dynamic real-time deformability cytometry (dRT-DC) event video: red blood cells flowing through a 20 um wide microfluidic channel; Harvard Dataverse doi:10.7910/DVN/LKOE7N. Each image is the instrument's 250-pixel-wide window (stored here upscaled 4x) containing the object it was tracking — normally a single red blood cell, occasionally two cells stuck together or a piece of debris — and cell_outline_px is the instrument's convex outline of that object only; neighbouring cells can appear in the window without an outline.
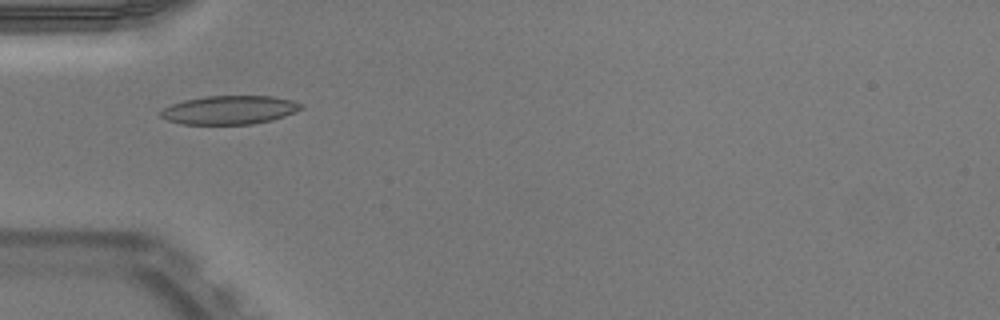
{"species": "Egyptian fruit bat (a non-hibernating species)", "species_latin": "Rousettus aegyptiacus", "temperature_condition": "warm", "stored_images_in_passage": 35, "camera_frame_rate_fps": 3000, "um_per_image_px": 0.085, "animal": {"sex": "male"}, "frame": {"image": 1, "passage_image": 1, "time_ms": 0.0, "image_size_px": [1000, 320], "cell_outline_px": [[304, 108], [284, 116], [272, 120], [252, 124], [180, 124], [168, 120], [160, 116], [160, 112], [164, 108], [172, 104], [184, 100], [204, 96], [272, 96], [292, 100], [304, 104]], "centroid_in_image_um": [19.53, 9.34], "position_along_channel_um": 65.5, "area_um2": 23.47}}
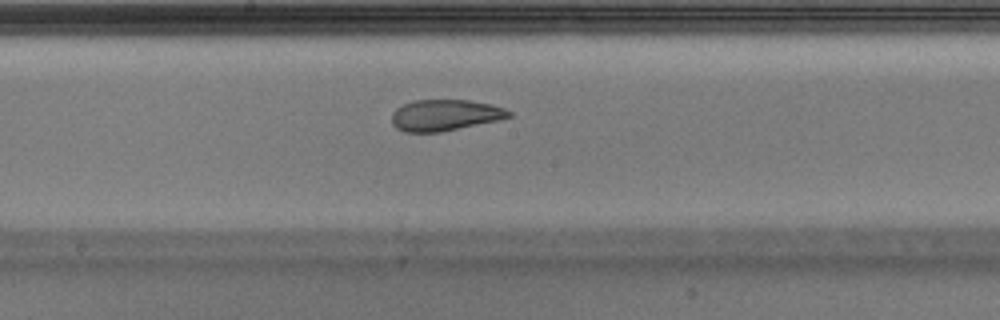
{"frame": {"image": 2, "passage_image": 12, "time_ms": 3.667, "image_size_px": [1000, 320], "cell_outline_px": [[512, 116], [496, 120], [440, 132], [404, 132], [396, 128], [392, 124], [392, 112], [396, 108], [412, 100], [468, 100], [492, 104], [504, 108], [512, 112]], "centroid_in_image_um": [37.79, 9.78], "position_along_channel_um": 210.4, "area_um2": 21.21}}
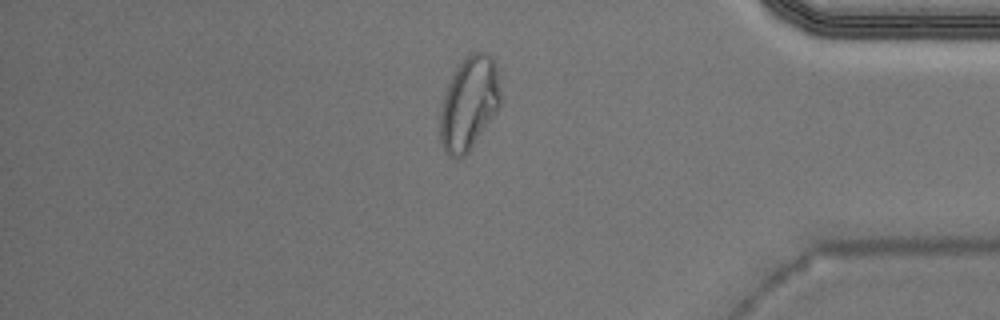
{"frame": {"image": 3, "passage_image": 28, "time_ms": 9.0, "image_size_px": [1000, 320], "cell_outline_px": [[500, 104], [496, 112], [468, 152], [464, 156], [456, 156], [444, 152], [440, 140], [440, 108], [448, 84], [456, 68], [472, 52], [484, 52], [492, 56], [496, 64], [500, 92]], "centroid_in_image_um": [39.87, 8.77], "position_along_channel_um": 395.3, "area_um2": 32.37}, "authors_computed_cell_mechanics": {"area_um2": 22.9466, "velocity_mm_per_s": 3.9581, "shape_relaxation_time_tau1_ms": null, "shape_relaxation_time_tau2_ms": 1.3647, "deformation_change_tau1": null, "deformation_change_tau2": 0.0772}}